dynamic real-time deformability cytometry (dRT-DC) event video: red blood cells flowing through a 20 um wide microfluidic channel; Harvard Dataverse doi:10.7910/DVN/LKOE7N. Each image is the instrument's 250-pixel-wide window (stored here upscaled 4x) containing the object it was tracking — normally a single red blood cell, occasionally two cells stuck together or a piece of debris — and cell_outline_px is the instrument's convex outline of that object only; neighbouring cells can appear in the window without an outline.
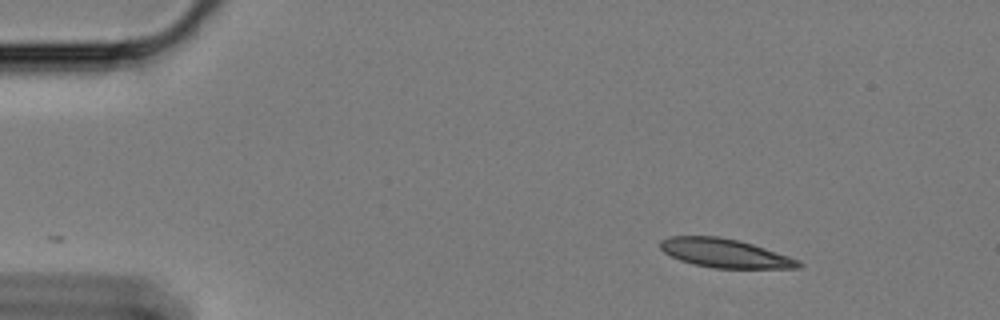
{"species": "Egyptian fruit bat (a non-hibernating species)", "species_latin": "Rousettus aegyptiacus", "temperature_condition": "cold", "stored_images_in_passage": 38, "camera_frame_rate_fps": 3000, "um_per_image_px": 0.085, "animal": {"sex": "female"}, "frame": {"image": 1, "passage_image": 1, "time_ms": 0.0, "image_size_px": [1000, 320], "cell_outline_px": [[804, 264], [800, 268], [712, 268], [680, 260], [664, 252], [660, 248], [660, 240], [668, 236], [720, 236], [740, 240], [800, 260]], "centroid_in_image_um": [61.62, 21.51], "position_along_channel_um": 23.4, "area_um2": 23.18}}
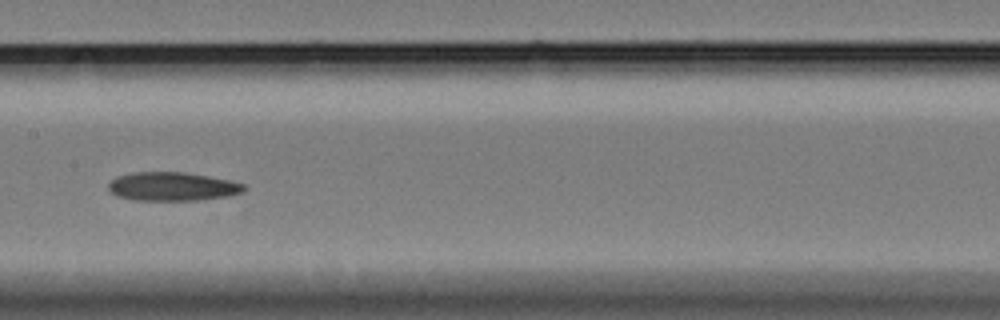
{"frame": {"image": 2, "passage_image": 23, "time_ms": 7.333, "image_size_px": [1000, 320], "cell_outline_px": [[248, 188], [244, 192], [228, 196], [196, 200], [132, 200], [116, 196], [108, 188], [108, 184], [116, 176], [132, 172], [184, 172], [232, 180], [244, 184]], "centroid_in_image_um": [14.67, 15.85], "position_along_channel_um": 192.7, "area_um2": 22.83}}
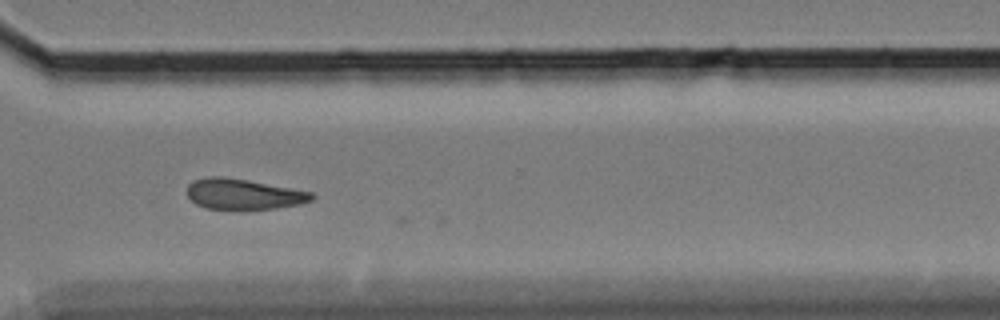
{"frame": {"image": 3, "passage_image": 37, "time_ms": 12.0, "image_size_px": [1000, 320], "cell_outline_px": [[316, 196], [312, 200], [300, 204], [276, 208], [208, 208], [196, 204], [188, 196], [188, 184], [196, 180], [208, 176], [224, 176], [248, 180], [312, 192]], "centroid_in_image_um": [20.72, 16.48], "position_along_channel_um": 349.9, "area_um2": 21.79}}